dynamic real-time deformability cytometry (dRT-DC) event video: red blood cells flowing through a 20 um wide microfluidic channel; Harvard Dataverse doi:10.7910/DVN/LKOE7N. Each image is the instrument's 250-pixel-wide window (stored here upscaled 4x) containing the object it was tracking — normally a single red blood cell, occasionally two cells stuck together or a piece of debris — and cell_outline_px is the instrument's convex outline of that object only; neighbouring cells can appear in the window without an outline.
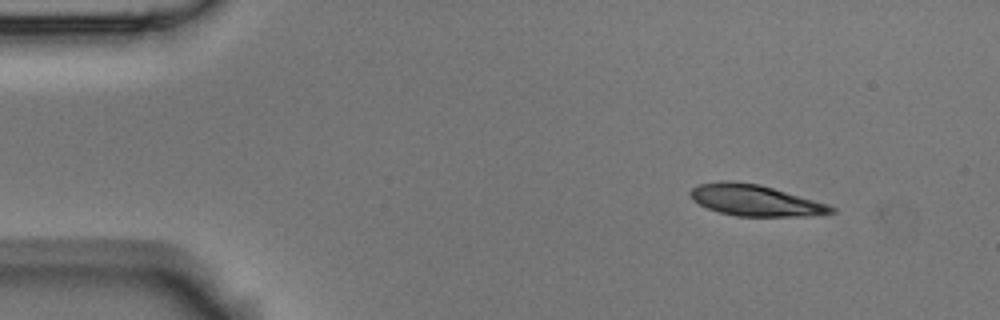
{"species": "Egyptian fruit bat (a non-hibernating species)", "species_latin": "Rousettus aegyptiacus", "temperature_condition": "room temperature", "stored_images_in_passage": 4, "camera_frame_rate_fps": 3000, "um_per_image_px": 0.085, "animal": {"sex": "male"}, "frame": {"image": 1, "passage_image": 1, "time_ms": 0.0, "image_size_px": [1000, 320], "cell_outline_px": [[836, 212], [812, 216], [736, 216], [720, 212], [708, 208], [692, 200], [688, 192], [692, 188], [700, 184], [720, 180], [728, 180], [760, 184], [828, 204], [836, 208]], "centroid_in_image_um": [64.19, 17.02], "position_along_channel_um": 20.8, "area_um2": 25.66}}
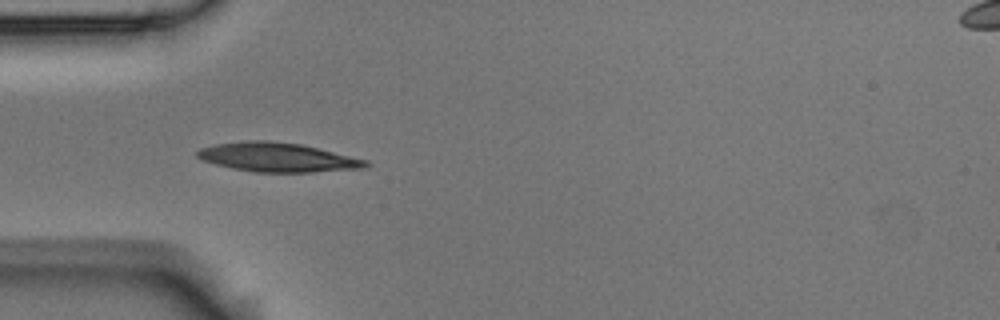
{"frame": {"image": 2, "passage_image": 3, "time_ms": 0.667, "image_size_px": [1000, 320], "cell_outline_px": [[372, 164], [364, 168], [312, 172], [252, 172], [232, 168], [200, 160], [196, 156], [196, 152], [200, 148], [216, 144], [248, 140], [268, 140], [300, 144], [368, 160]], "centroid_in_image_um": [23.58, 13.37], "position_along_channel_um": 61.4, "area_um2": 28.61}}
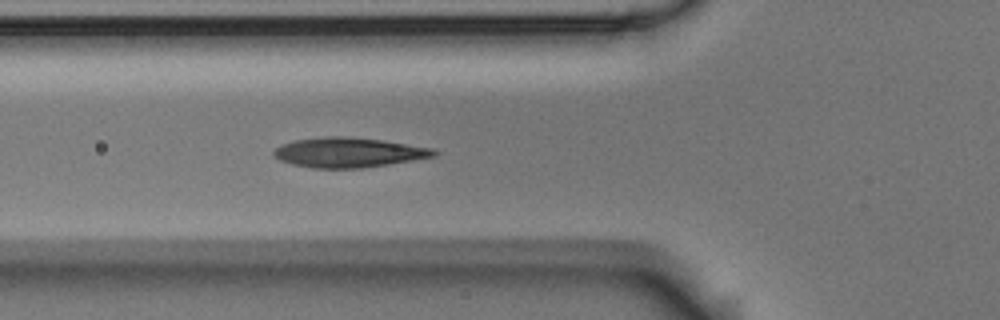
{"frame": {"image": 3, "passage_image": 4, "time_ms": 1.0, "image_size_px": [1000, 320], "cell_outline_px": [[440, 152], [436, 156], [388, 164], [360, 168], [312, 168], [292, 164], [280, 160], [272, 152], [280, 144], [296, 140], [328, 136], [348, 136], [384, 140], [436, 148]], "centroid_in_image_um": [29.68, 12.95], "position_along_channel_um": 96.1, "area_um2": 27.98}}